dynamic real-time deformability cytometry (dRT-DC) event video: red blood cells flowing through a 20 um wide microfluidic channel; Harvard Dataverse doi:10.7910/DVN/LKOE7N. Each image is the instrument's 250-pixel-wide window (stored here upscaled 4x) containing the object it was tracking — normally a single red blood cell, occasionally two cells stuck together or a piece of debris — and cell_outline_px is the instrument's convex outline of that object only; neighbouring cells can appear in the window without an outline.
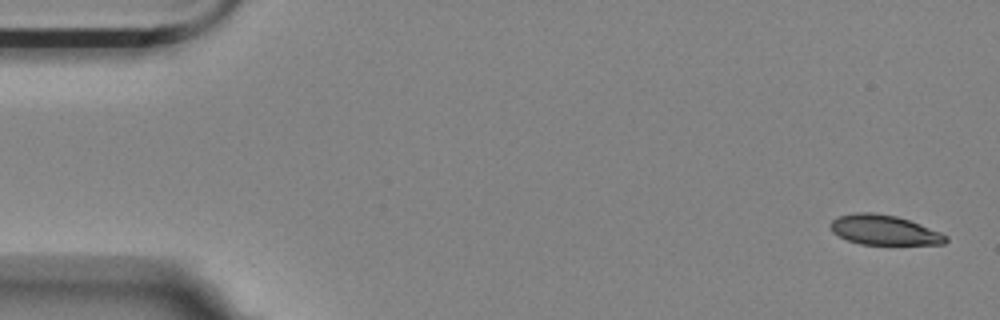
{"species": "Egyptian fruit bat (a non-hibernating species)", "species_latin": "Rousettus aegyptiacus", "temperature_condition": "room temperature", "stored_images_in_passage": 5, "camera_frame_rate_fps": 3000, "um_per_image_px": 0.085, "animal": {"sex": "female"}, "frame": {"image": 1, "passage_image": 1, "time_ms": 0.0, "image_size_px": [1000, 320], "cell_outline_px": [[948, 240], [944, 244], [860, 244], [848, 240], [832, 232], [828, 224], [836, 216], [856, 212], [876, 212], [896, 216], [920, 224], [940, 232], [948, 236]], "centroid_in_image_um": [75.11, 19.54], "position_along_channel_um": 9.9, "area_um2": 20.11}}
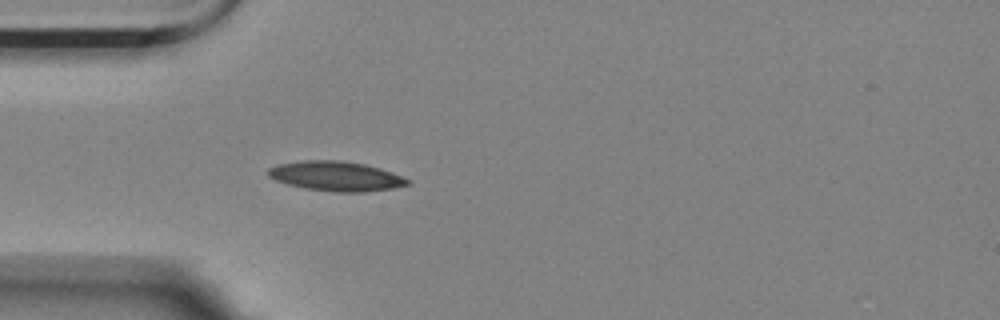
{"frame": {"image": 2, "passage_image": 5, "time_ms": 4.667, "image_size_px": [1000, 320], "cell_outline_px": [[408, 184], [392, 188], [364, 192], [336, 192], [304, 188], [288, 184], [276, 180], [268, 176], [268, 168], [276, 164], [304, 160], [340, 160], [364, 164], [380, 168], [392, 172], [408, 180]], "centroid_in_image_um": [28.51, 14.96], "position_along_channel_um": 56.5, "area_um2": 23.93}}